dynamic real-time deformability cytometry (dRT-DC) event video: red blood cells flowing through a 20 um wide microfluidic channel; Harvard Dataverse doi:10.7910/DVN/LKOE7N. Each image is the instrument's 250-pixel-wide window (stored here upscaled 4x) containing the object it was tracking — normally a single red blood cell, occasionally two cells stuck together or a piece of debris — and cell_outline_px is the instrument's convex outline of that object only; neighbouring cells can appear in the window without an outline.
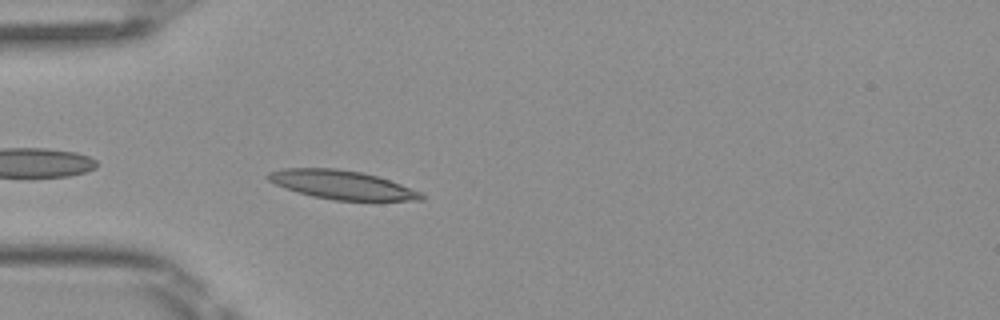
{"species": "Egyptian fruit bat (a non-hibernating species)", "species_latin": "Rousettus aegyptiacus", "temperature_condition": "room temperature", "stored_images_in_passage": 5, "camera_frame_rate_fps": 3000, "um_per_image_px": 0.085, "frame": {"image": 1, "passage_image": 5, "time_ms": 1.333, "image_size_px": [1000, 320], "cell_outline_px": [[424, 200], [336, 200], [312, 196], [284, 188], [268, 180], [264, 176], [268, 172], [284, 168], [336, 168], [360, 172], [376, 176], [400, 184], [420, 192], [424, 196]], "centroid_in_image_um": [29.0, 15.7], "position_along_channel_um": 56.0, "area_um2": 25.37}}